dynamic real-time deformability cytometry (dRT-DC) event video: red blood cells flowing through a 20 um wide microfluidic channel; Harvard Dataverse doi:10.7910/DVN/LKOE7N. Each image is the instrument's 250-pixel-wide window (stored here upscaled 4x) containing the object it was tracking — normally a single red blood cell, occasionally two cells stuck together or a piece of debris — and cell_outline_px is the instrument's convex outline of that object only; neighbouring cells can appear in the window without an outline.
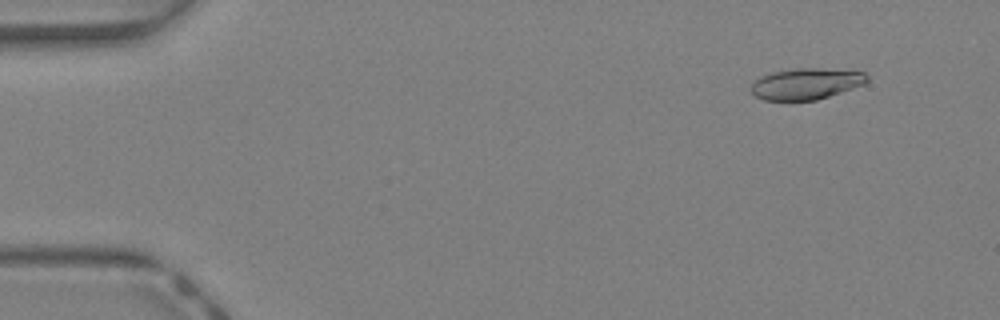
{"species": "Egyptian fruit bat (a non-hibernating species)", "species_latin": "Rousettus aegyptiacus", "temperature_condition": "warm", "stored_images_in_passage": 13, "camera_frame_rate_fps": 3000, "um_per_image_px": 0.085, "animal": {"sex": "female"}, "frame": {"image": 1, "passage_image": 4, "time_ms": 1.0, "image_size_px": [1000, 320], "cell_outline_px": [[868, 80], [864, 84], [816, 100], [764, 100], [756, 96], [752, 92], [752, 84], [760, 76], [772, 72], [796, 68], [820, 68], [864, 72], [868, 76]], "centroid_in_image_um": [68.51, 7.11], "position_along_channel_um": 16.5, "area_um2": 20.87}}